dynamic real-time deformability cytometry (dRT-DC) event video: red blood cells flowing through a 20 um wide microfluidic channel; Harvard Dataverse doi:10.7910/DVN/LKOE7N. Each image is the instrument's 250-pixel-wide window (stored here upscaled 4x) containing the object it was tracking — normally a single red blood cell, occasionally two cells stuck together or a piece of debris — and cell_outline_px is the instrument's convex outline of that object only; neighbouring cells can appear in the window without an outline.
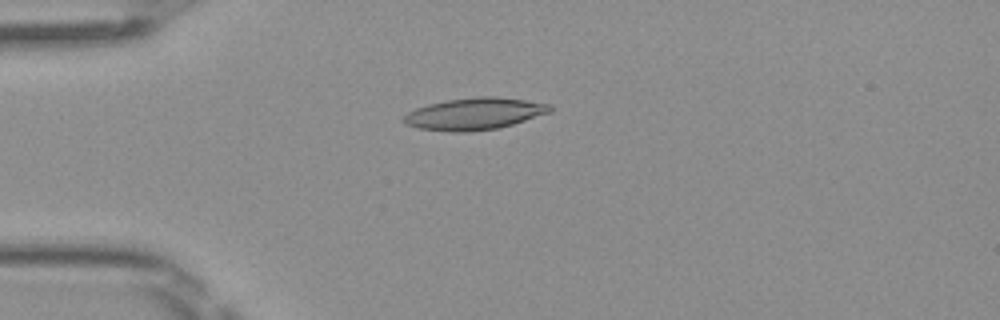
{"species": "Egyptian fruit bat (a non-hibernating species)", "species_latin": "Rousettus aegyptiacus", "temperature_condition": "room temperature", "stored_images_in_passage": 50, "camera_frame_rate_fps": 3000, "um_per_image_px": 0.085, "frame": {"image": 1, "passage_image": 13, "time_ms": 4.0, "image_size_px": [1000, 320], "cell_outline_px": [[552, 112], [512, 124], [496, 128], [468, 132], [452, 132], [420, 128], [404, 124], [404, 116], [408, 112], [416, 108], [428, 104], [448, 100], [476, 96], [496, 96], [552, 104]], "centroid_in_image_um": [40.35, 9.66], "position_along_channel_um": 44.7, "area_um2": 27.11}}
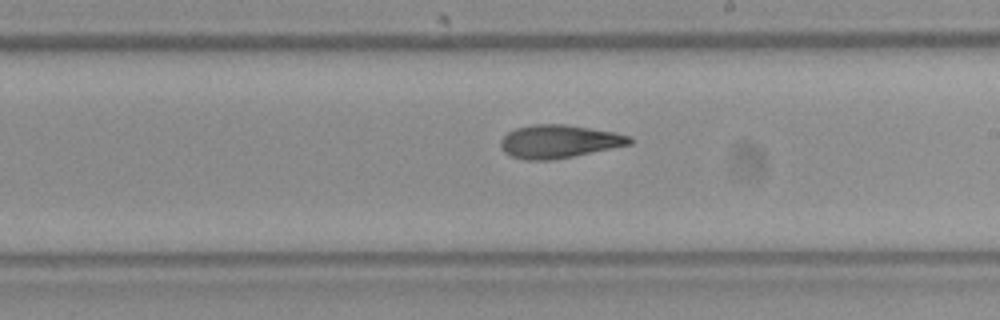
{"frame": {"image": 2, "passage_image": 29, "time_ms": 9.333, "image_size_px": [1000, 320], "cell_outline_px": [[636, 140], [632, 144], [552, 160], [524, 160], [512, 156], [504, 152], [500, 144], [500, 140], [508, 132], [516, 128], [532, 124], [564, 124], [616, 132], [632, 136]], "centroid_in_image_um": [47.54, 12.02], "position_along_channel_um": 241.5, "area_um2": 25.03}}
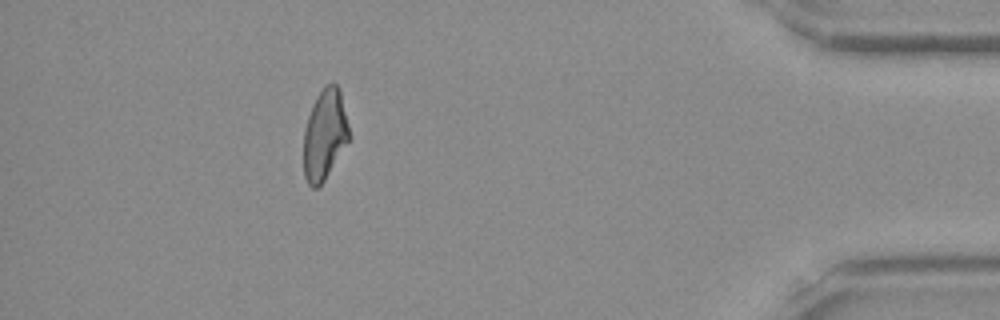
{"frame": {"image": 3, "passage_image": 45, "time_ms": 14.667, "image_size_px": [1000, 320], "cell_outline_px": [[348, 140], [324, 180], [316, 188], [312, 188], [308, 184], [304, 176], [304, 128], [312, 104], [316, 96], [324, 84], [336, 84], [340, 88], [348, 124]], "centroid_in_image_um": [27.57, 11.4], "position_along_channel_um": 407.6, "area_um2": 23.7}, "authors_computed_cell_mechanics": {"area_um2": 24.9118, "velocity_mm_per_s": 4.0668, "shape_relaxation_time_tau1_ms": null, "shape_relaxation_time_tau2_ms": 3.6049, "deformation_change_tau1": null, "deformation_change_tau2": 0.1281}}